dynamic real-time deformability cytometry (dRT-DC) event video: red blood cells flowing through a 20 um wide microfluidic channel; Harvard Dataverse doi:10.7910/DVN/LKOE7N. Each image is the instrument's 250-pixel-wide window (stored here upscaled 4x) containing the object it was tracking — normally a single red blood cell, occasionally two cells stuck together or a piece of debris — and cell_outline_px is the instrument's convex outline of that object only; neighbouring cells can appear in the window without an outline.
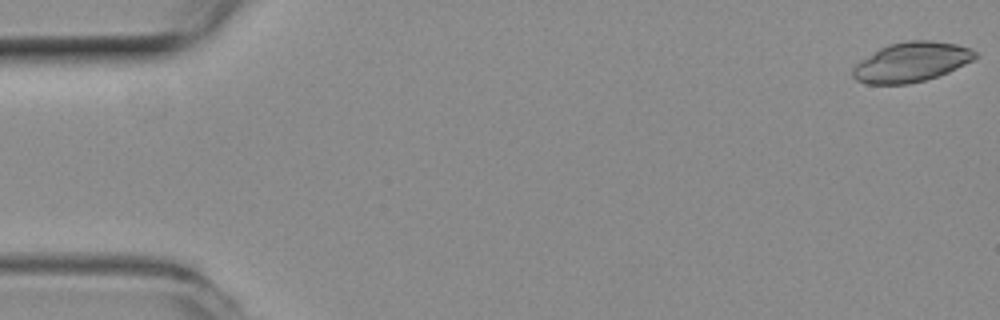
{"species": "common noctule bat (a hibernating species)", "species_latin": "Nyctalus noctula", "temperature_condition": "room temperature", "stored_images_in_passage": 10, "camera_frame_rate_fps": 3000, "um_per_image_px": 0.085, "animal": {"sex": "female", "body_mass_g": 19.3, "forearm_length_mm": 54.1}, "frame": {"image": 1, "passage_image": 1, "time_ms": 0.0, "image_size_px": [1000, 320], "cell_outline_px": [[976, 56], [972, 60], [948, 72], [924, 80], [908, 84], [868, 84], [856, 80], [852, 76], [852, 68], [856, 64], [880, 48], [888, 44], [908, 40], [932, 40], [956, 44], [968, 48], [976, 52]], "centroid_in_image_um": [77.44, 5.27], "position_along_channel_um": 7.6, "area_um2": 27.98}}